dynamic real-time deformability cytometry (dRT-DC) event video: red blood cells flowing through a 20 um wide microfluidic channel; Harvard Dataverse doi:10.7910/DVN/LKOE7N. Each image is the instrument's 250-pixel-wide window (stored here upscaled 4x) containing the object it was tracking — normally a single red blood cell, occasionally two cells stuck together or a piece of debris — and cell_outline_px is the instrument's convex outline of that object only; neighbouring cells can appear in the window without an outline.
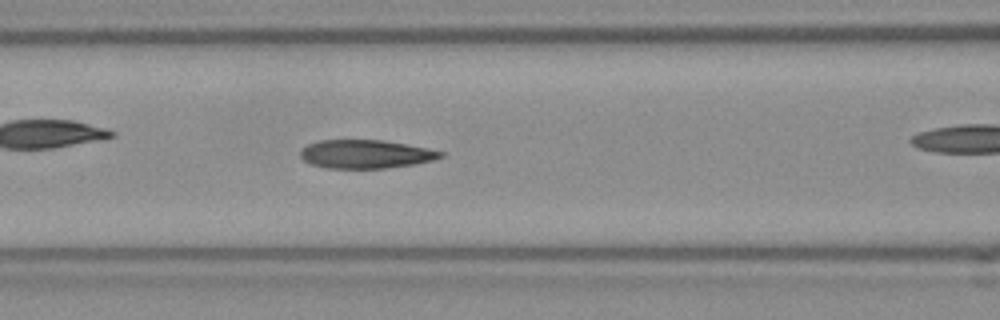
{"species": "Egyptian fruit bat (a non-hibernating species)", "species_latin": "Rousettus aegyptiacus", "temperature_condition": "room temperature", "stored_images_in_passage": 37, "camera_frame_rate_fps": 3000, "um_per_image_px": 0.085, "frame": {"image": 1, "passage_image": 16, "time_ms": 5.0, "image_size_px": [1000, 320], "cell_outline_px": [[444, 156], [432, 160], [412, 164], [384, 168], [324, 168], [312, 164], [304, 160], [300, 156], [300, 152], [308, 144], [320, 140], [384, 140], [444, 152]], "centroid_in_image_um": [31.05, 13.1], "position_along_channel_um": 135.6, "area_um2": 22.95}}